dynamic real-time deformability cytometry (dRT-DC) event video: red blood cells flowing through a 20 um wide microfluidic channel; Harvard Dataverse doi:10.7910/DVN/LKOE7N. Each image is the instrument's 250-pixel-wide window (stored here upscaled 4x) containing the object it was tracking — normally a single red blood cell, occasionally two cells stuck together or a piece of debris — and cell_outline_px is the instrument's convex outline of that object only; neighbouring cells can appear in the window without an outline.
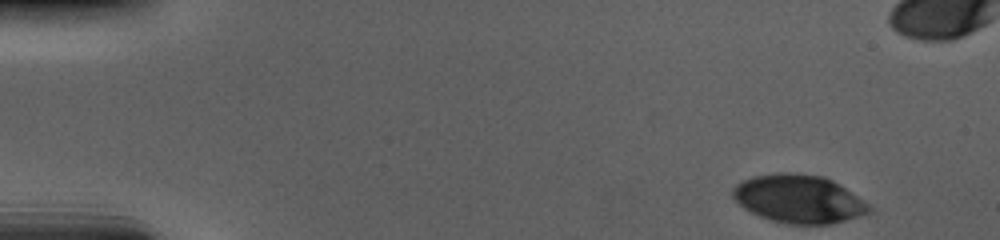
{"species": "human", "species_latin": "Homo sapiens", "temperature_condition": "cold", "stored_images_in_passage": 53, "camera_frame_rate_fps": 3000, "um_per_image_px": 0.085, "donor": {"sex": "male"}, "frame": {"image": 1, "passage_image": 1, "time_ms": 0.0, "image_size_px": [1000, 240], "cell_outline_px": [[872, 212], [832, 224], [788, 224], [772, 220], [760, 216], [744, 208], [732, 196], [732, 188], [736, 184], [752, 176], [776, 172], [792, 172], [824, 176], [840, 184], [868, 204], [872, 208]], "centroid_in_image_um": [67.89, 16.89], "position_along_channel_um": 17.1, "area_um2": 38.32}}
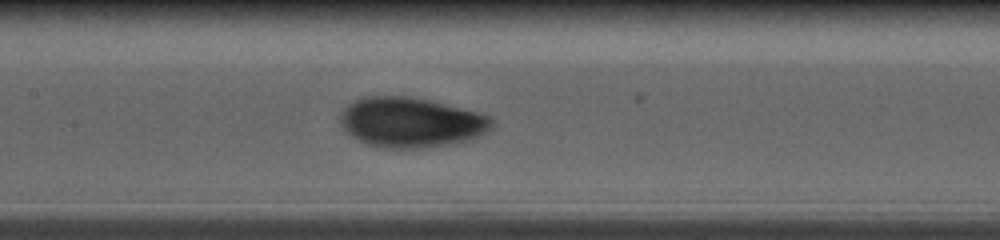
{"frame": {"image": 2, "passage_image": 24, "time_ms": 7.667, "image_size_px": [1000, 240], "cell_outline_px": [[492, 128], [488, 132], [472, 140], [448, 144], [420, 148], [380, 148], [364, 144], [352, 136], [340, 124], [340, 116], [344, 108], [348, 104], [356, 100], [368, 96], [404, 96], [428, 100], [476, 112], [488, 116], [492, 120]], "centroid_in_image_um": [34.92, 10.42], "position_along_channel_um": 172.5, "area_um2": 43.99}}
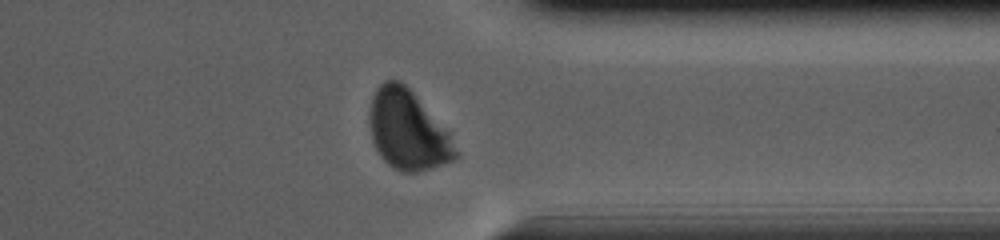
{"frame": {"image": 3, "passage_image": 41, "time_ms": 13.333, "image_size_px": [1000, 240], "cell_outline_px": [[460, 156], [456, 160], [416, 172], [400, 172], [392, 168], [380, 156], [372, 140], [368, 120], [368, 112], [372, 96], [376, 88], [384, 80], [400, 80], [416, 96], [448, 132]], "centroid_in_image_um": [34.62, 11.07], "position_along_channel_um": 376.8, "area_um2": 39.82}, "authors_computed_cell_mechanics": {"area_um2": 40.8068, "velocity_mm_per_s": 3.6596, "shape_relaxation_time_tau1_ms": 3.6036, "shape_relaxation_time_tau2_ms": null, "deformation_change_tau1": 0.1653, "deformation_change_tau2": null}}